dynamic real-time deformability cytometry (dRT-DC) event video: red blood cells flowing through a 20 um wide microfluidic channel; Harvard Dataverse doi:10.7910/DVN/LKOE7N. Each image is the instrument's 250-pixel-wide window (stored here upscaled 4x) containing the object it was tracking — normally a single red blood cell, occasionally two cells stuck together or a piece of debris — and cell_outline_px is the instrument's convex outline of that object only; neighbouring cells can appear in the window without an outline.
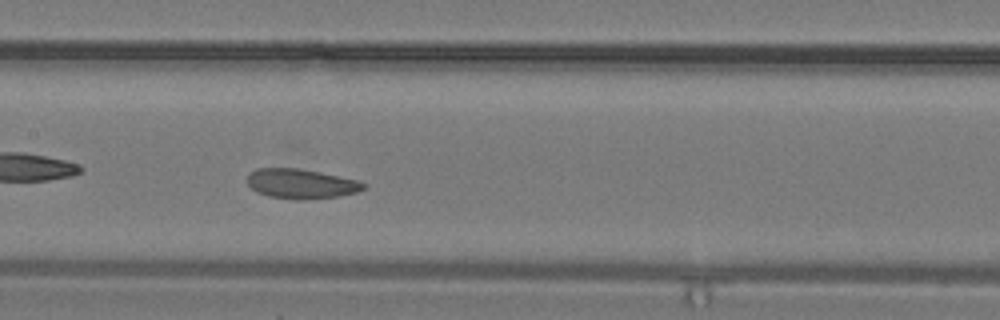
{"species": "common noctule bat (a hibernating species)", "species_latin": "Nyctalus noctula", "temperature_condition": "warm", "stored_images_in_passage": 16, "camera_frame_rate_fps": 3000, "um_per_image_px": 0.085, "animal": {"sex": "male", "body_mass_g": 19.2, "forearm_length_mm": 51.8}, "frame": {"image": 1, "passage_image": 16, "time_ms": 5.0, "image_size_px": [1000, 320], "cell_outline_px": [[368, 184], [364, 188], [356, 192], [336, 196], [308, 200], [296, 200], [268, 196], [256, 192], [248, 184], [248, 172], [256, 168], [300, 168], [360, 180]], "centroid_in_image_um": [25.59, 15.61], "position_along_channel_um": 181.8, "area_um2": 20.35}}